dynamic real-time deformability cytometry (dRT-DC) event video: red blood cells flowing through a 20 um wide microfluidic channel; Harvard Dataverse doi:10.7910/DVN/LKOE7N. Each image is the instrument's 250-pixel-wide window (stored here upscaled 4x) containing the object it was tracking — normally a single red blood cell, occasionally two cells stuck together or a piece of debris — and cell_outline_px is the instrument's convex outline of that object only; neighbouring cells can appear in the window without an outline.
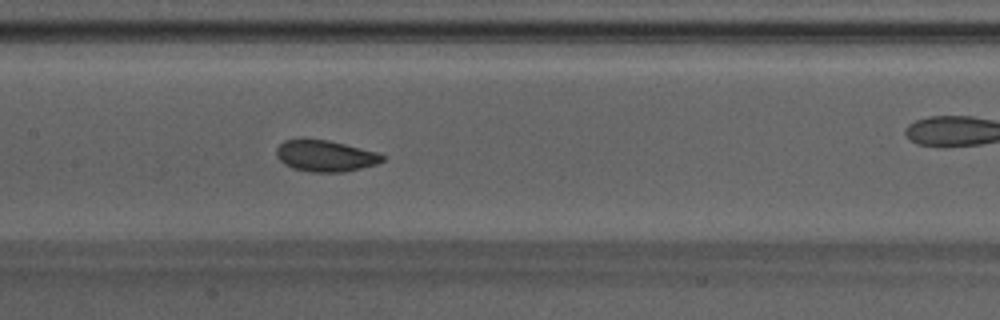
{"species": "Egyptian fruit bat (a non-hibernating species)", "species_latin": "Rousettus aegyptiacus", "temperature_condition": "warm", "stored_images_in_passage": 37, "camera_frame_rate_fps": 3000, "um_per_image_px": 0.085, "animal": {"sex": "male"}, "frame": {"image": 1, "passage_image": 25, "time_ms": 8.0, "image_size_px": [1000, 320], "cell_outline_px": [[384, 160], [376, 164], [344, 172], [312, 172], [292, 168], [284, 164], [276, 156], [276, 148], [284, 140], [328, 140], [376, 152], [384, 156]], "centroid_in_image_um": [27.63, 13.27], "position_along_channel_um": 179.8, "area_um2": 19.02}}